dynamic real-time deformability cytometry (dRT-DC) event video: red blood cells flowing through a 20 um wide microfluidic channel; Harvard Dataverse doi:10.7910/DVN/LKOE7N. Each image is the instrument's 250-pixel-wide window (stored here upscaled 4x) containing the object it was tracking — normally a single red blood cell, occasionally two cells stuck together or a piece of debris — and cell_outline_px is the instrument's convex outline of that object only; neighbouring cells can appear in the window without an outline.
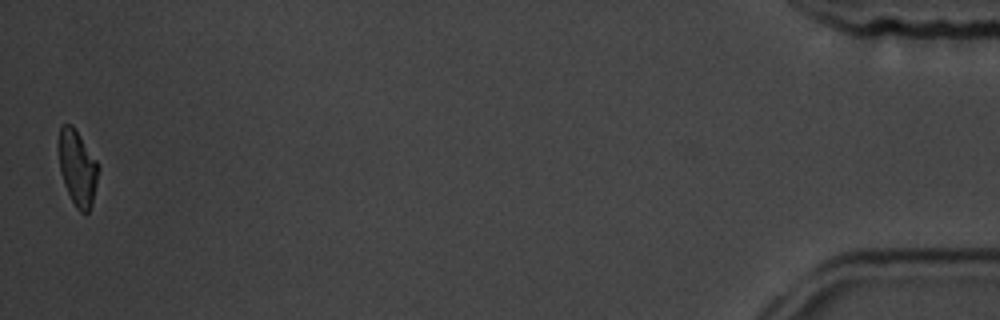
{"species": "common noctule bat (a hibernating species)", "species_latin": "Nyctalus noctula", "temperature_condition": "room temperature", "stored_images_in_passage": 54, "camera_frame_rate_fps": 3000, "um_per_image_px": 0.085, "animal": {"sex": "male", "body_mass_g": 19.5, "forearm_length_mm": 54.6}, "frame": {"image": 1, "passage_image": 54, "time_ms": 17.667, "image_size_px": [1000, 320], "cell_outline_px": [[100, 168], [92, 200], [88, 212], [84, 216], [76, 208], [64, 184], [60, 172], [56, 148], [56, 144], [60, 124], [72, 124], [96, 160]], "centroid_in_image_um": [6.53, 14.22], "position_along_channel_um": 428.7, "area_um2": 17.8}}